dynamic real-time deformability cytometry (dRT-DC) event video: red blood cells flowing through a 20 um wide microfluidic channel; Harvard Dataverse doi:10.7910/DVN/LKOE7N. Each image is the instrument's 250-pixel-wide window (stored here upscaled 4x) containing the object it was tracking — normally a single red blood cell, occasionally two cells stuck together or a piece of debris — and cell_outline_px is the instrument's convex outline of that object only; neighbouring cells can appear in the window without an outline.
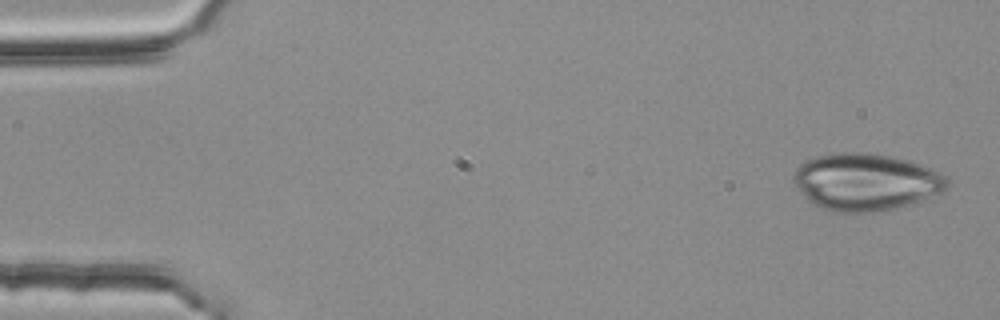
{"species": "common noctule bat (a hibernating species)", "species_latin": "Nyctalus noctula", "temperature_condition": "room temperature", "stored_images_in_passage": 51, "camera_frame_rate_fps": 3000, "um_per_image_px": 0.085, "animal": {"sex": "female", "body_mass_g": 25.1}, "frame": {"image": 1, "passage_image": 1, "time_ms": 0.0, "image_size_px": [1000, 320], "cell_outline_px": [[952, 184], [944, 192], [908, 204], [892, 208], [872, 212], [832, 212], [812, 204], [800, 192], [792, 180], [792, 176], [796, 168], [800, 164], [808, 160], [820, 156], [836, 152], [868, 152], [892, 156], [908, 160], [932, 168], [940, 172]], "centroid_in_image_um": [73.6, 15.46], "position_along_channel_um": 11.4, "area_um2": 51.33}}
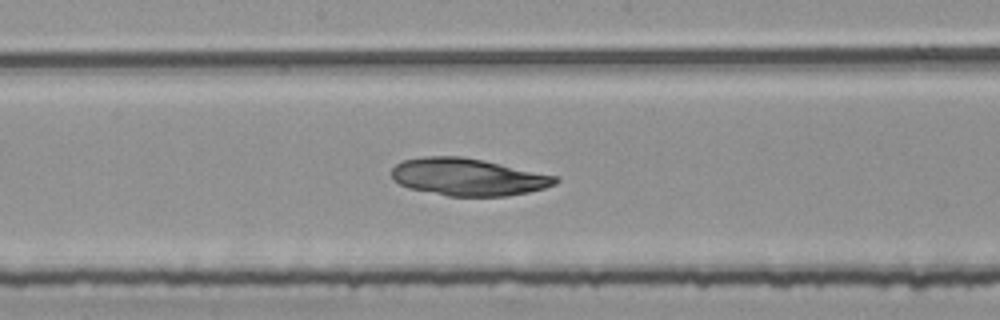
{"frame": {"image": 2, "passage_image": 27, "time_ms": 8.667, "image_size_px": [1000, 320], "cell_outline_px": [[560, 180], [556, 184], [544, 188], [528, 192], [508, 196], [448, 196], [408, 188], [392, 180], [392, 168], [400, 160], [424, 156], [460, 156], [484, 160], [560, 176]], "centroid_in_image_um": [39.8, 15.04], "position_along_channel_um": 208.4, "area_um2": 36.01}}
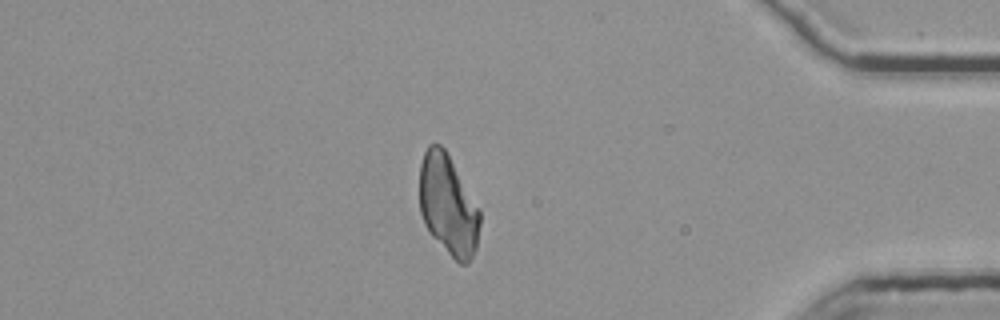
{"frame": {"image": 3, "passage_image": 45, "time_ms": 14.667, "image_size_px": [1000, 320], "cell_outline_px": [[480, 224], [476, 248], [468, 264], [460, 264], [428, 232], [424, 224], [420, 212], [420, 164], [424, 152], [428, 144], [440, 144], [444, 148], [480, 208]], "centroid_in_image_um": [38.09, 17.43], "position_along_channel_um": 397.1, "area_um2": 35.26}}